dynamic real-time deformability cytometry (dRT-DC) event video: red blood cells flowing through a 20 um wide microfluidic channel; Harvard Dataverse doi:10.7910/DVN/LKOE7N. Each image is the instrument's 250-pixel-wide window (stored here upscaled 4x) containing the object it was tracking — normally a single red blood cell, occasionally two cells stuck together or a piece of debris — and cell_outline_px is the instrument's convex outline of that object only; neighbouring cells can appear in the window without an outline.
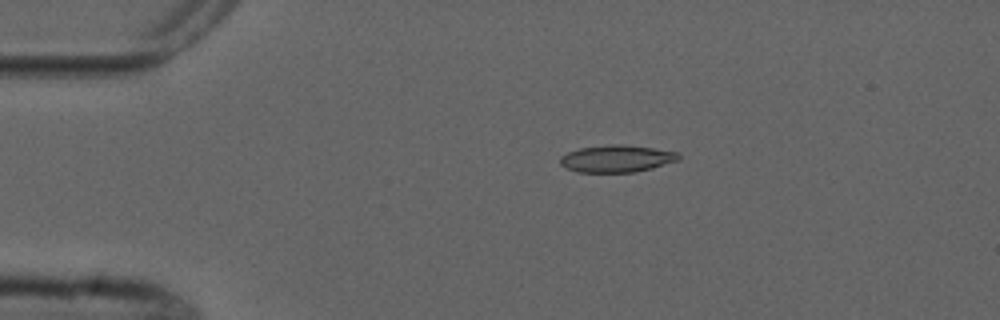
{"species": "common noctule bat (a hibernating species)", "species_latin": "Nyctalus noctula", "temperature_condition": "cold", "stored_images_in_passage": 7, "camera_frame_rate_fps": 3000, "um_per_image_px": 0.085, "animal": {"sex": "male", "forearm_length_mm": 52.5}, "frame": {"image": 1, "passage_image": 3, "time_ms": 2.333, "image_size_px": [1000, 320], "cell_outline_px": [[680, 160], [652, 168], [636, 172], [576, 172], [560, 164], [560, 156], [568, 152], [580, 148], [608, 144], [624, 144], [652, 148], [676, 152], [680, 156]], "centroid_in_image_um": [52.41, 13.48], "position_along_channel_um": 32.6, "area_um2": 18.73}}
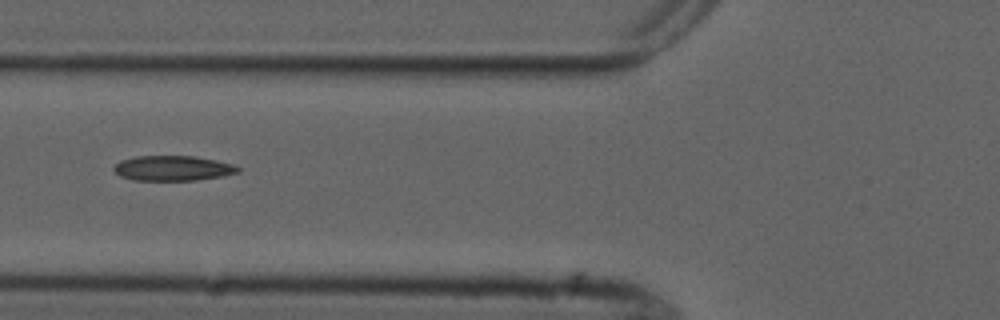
{"frame": {"image": 2, "passage_image": 6, "time_ms": 5.667, "image_size_px": [1000, 320], "cell_outline_px": [[240, 172], [224, 176], [196, 180], [132, 180], [120, 176], [112, 168], [120, 160], [136, 156], [196, 156], [216, 160], [232, 164], [240, 168]], "centroid_in_image_um": [14.7, 14.3], "position_along_channel_um": 111.1, "area_um2": 18.21}}
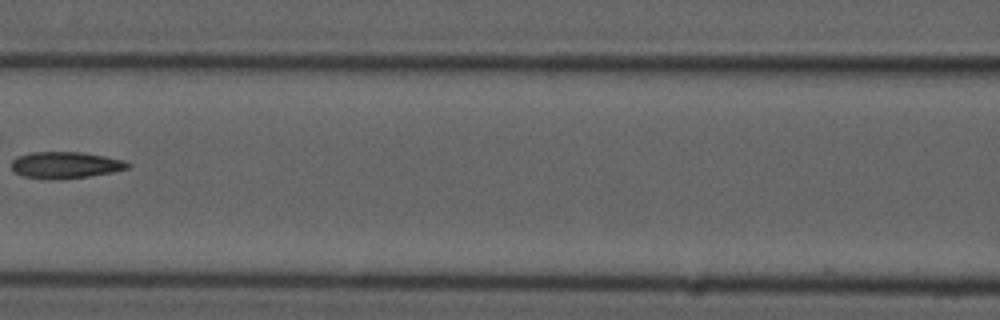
{"frame": {"image": 3, "passage_image": 7, "time_ms": 7.0, "image_size_px": [1000, 320], "cell_outline_px": [[132, 164], [128, 168], [112, 172], [88, 176], [60, 180], [48, 180], [20, 176], [12, 168], [12, 160], [16, 156], [32, 152], [80, 152], [104, 156], [124, 160]], "centroid_in_image_um": [5.53, 14.04], "position_along_channel_um": 161.1, "area_um2": 18.21}}